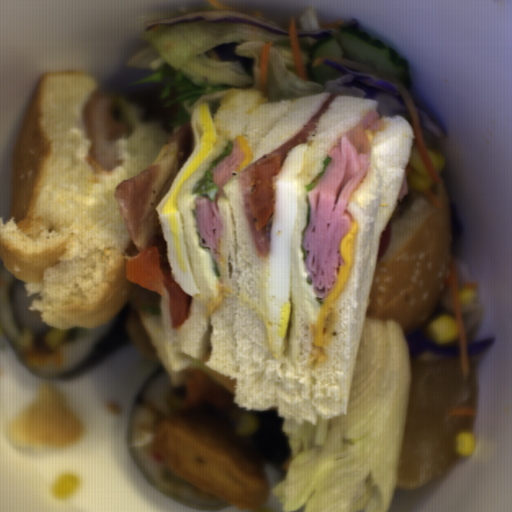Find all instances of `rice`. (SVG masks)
Returning a JSON list of instances; mask_svg holds the SVG:
<instances>
[{"label":"rice","mask_w":512,"mask_h":512,"mask_svg":"<svg viewBox=\"0 0 512 512\" xmlns=\"http://www.w3.org/2000/svg\"><path fill=\"white\" fill-rule=\"evenodd\" d=\"M19 280L7 269L0 252V324L22 360L33 373L54 376L76 366L97 344L113 319L92 327L69 328L60 343L51 348L45 341L47 329H29L16 311Z\"/></svg>","instance_id":"obj_1"},{"label":"rice","mask_w":512,"mask_h":512,"mask_svg":"<svg viewBox=\"0 0 512 512\" xmlns=\"http://www.w3.org/2000/svg\"><path fill=\"white\" fill-rule=\"evenodd\" d=\"M185 384L175 387L167 371L154 379L132 419L133 448L137 462L149 478L183 498L200 505L225 502L182 480L156 458L152 443L156 429L165 418L187 416L183 404Z\"/></svg>","instance_id":"obj_2"},{"label":"rice","mask_w":512,"mask_h":512,"mask_svg":"<svg viewBox=\"0 0 512 512\" xmlns=\"http://www.w3.org/2000/svg\"><path fill=\"white\" fill-rule=\"evenodd\" d=\"M14 311L22 325L28 329H48L49 325L43 323L38 310L31 308L24 287L18 281L15 290Z\"/></svg>","instance_id":"obj_3"}]
</instances>
